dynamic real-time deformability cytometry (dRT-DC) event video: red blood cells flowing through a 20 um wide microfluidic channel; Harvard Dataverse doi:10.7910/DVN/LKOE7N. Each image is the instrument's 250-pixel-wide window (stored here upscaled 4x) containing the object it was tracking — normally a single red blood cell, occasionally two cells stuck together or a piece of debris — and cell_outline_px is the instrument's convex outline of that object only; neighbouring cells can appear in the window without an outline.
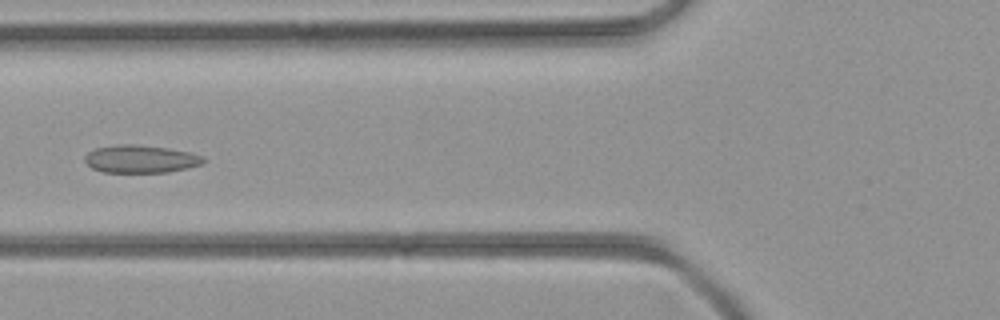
{"species": "common noctule bat (a hibernating species)", "species_latin": "Nyctalus noctula", "temperature_condition": "room temperature", "stored_images_in_passage": 32, "camera_frame_rate_fps": 3000, "um_per_image_px": 0.085, "animal": {"sex": "female", "body_mass_g": 21.9}, "frame": {"image": 1, "passage_image": 6, "time_ms": 1.667, "image_size_px": [1000, 320], "cell_outline_px": [[204, 160], [200, 164], [188, 168], [168, 172], [104, 172], [92, 168], [84, 160], [84, 156], [88, 152], [96, 148], [116, 144], [136, 144], [168, 148], [192, 152], [204, 156]], "centroid_in_image_um": [11.95, 13.5], "position_along_channel_um": 113.8, "area_um2": 19.25}}
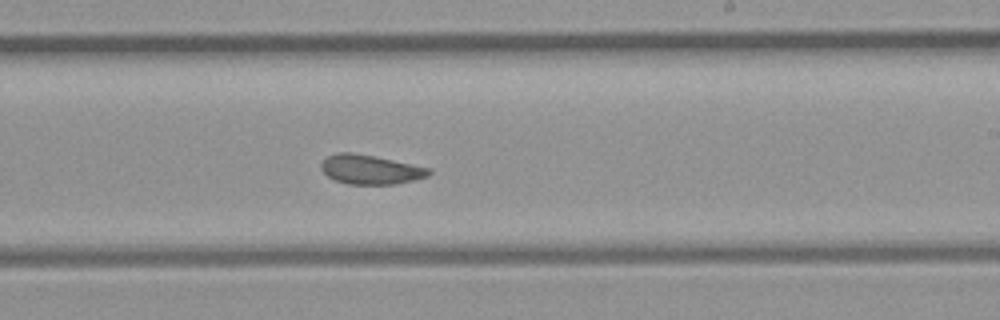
{"frame": {"image": 2, "passage_image": 15, "time_ms": 4.667, "image_size_px": [1000, 320], "cell_outline_px": [[432, 172], [428, 176], [396, 184], [348, 184], [336, 180], [328, 176], [320, 168], [320, 164], [328, 156], [336, 152], [352, 152], [432, 168]], "centroid_in_image_um": [31.49, 14.41], "position_along_channel_um": 257.5, "area_um2": 18.26}}
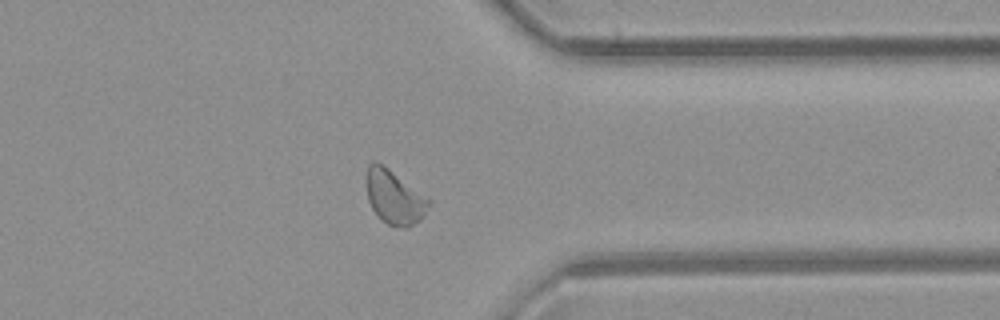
{"frame": {"image": 3, "passage_image": 23, "time_ms": 7.333, "image_size_px": [1000, 320], "cell_outline_px": [[432, 200], [424, 216], [420, 220], [408, 228], [400, 228], [388, 224], [380, 220], [372, 208], [368, 200], [364, 180], [368, 164], [376, 160], [388, 168]], "centroid_in_image_um": [33.5, 16.76], "position_along_channel_um": 377.9, "area_um2": 20.06}}